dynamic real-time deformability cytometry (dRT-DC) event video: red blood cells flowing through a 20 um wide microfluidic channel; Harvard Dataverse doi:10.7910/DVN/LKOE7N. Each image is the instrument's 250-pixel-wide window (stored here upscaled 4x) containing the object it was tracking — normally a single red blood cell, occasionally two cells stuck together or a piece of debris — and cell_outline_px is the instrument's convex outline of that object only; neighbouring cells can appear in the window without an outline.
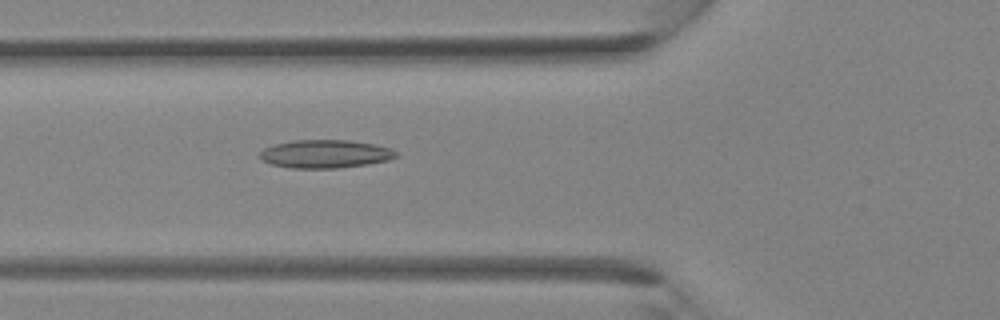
{"species": "Egyptian fruit bat (a non-hibernating species)", "species_latin": "Rousettus aegyptiacus", "temperature_condition": "room temperature", "stored_images_in_passage": 27, "camera_frame_rate_fps": 3000, "um_per_image_px": 0.085, "animal": {"sex": "female"}, "frame": {"image": 1, "passage_image": 6, "time_ms": 1.667, "image_size_px": [1000, 320], "cell_outline_px": [[400, 156], [388, 160], [368, 164], [336, 168], [292, 168], [272, 164], [260, 160], [260, 152], [264, 148], [276, 144], [296, 140], [348, 140], [372, 144], [392, 148]], "centroid_in_image_um": [27.66, 13.09], "position_along_channel_um": 98.1, "area_um2": 22.31}}
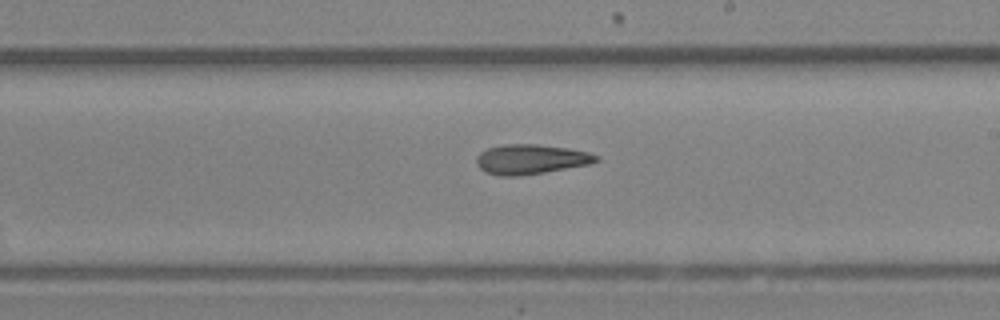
{"frame": {"image": 2, "passage_image": 14, "time_ms": 4.333, "image_size_px": [1000, 320], "cell_outline_px": [[600, 160], [588, 164], [544, 172], [520, 176], [500, 176], [484, 172], [476, 164], [476, 156], [480, 152], [488, 148], [504, 144], [536, 144], [568, 148], [588, 152], [600, 156]], "centroid_in_image_um": [45.09, 13.53], "position_along_channel_um": 243.9, "area_um2": 20.81}}
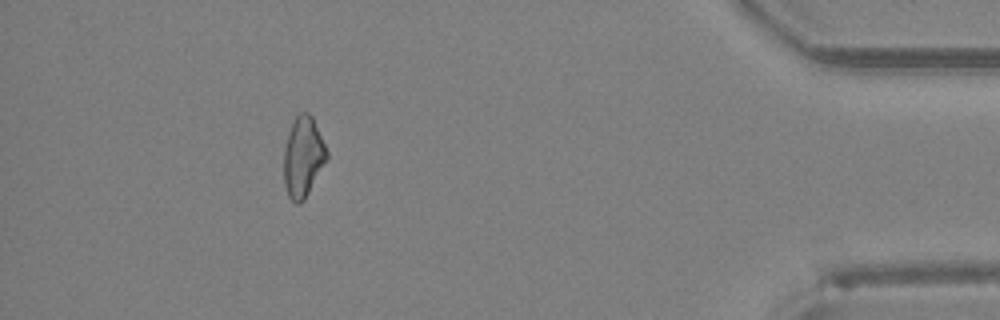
{"frame": {"image": 3, "passage_image": 26, "time_ms": 8.333, "image_size_px": [1000, 320], "cell_outline_px": [[328, 156], [304, 200], [300, 204], [296, 204], [288, 196], [284, 184], [284, 148], [288, 132], [296, 116], [300, 112], [308, 112], [312, 116], [328, 152]], "centroid_in_image_um": [25.74, 13.33], "position_along_channel_um": 409.5, "area_um2": 19.88}}